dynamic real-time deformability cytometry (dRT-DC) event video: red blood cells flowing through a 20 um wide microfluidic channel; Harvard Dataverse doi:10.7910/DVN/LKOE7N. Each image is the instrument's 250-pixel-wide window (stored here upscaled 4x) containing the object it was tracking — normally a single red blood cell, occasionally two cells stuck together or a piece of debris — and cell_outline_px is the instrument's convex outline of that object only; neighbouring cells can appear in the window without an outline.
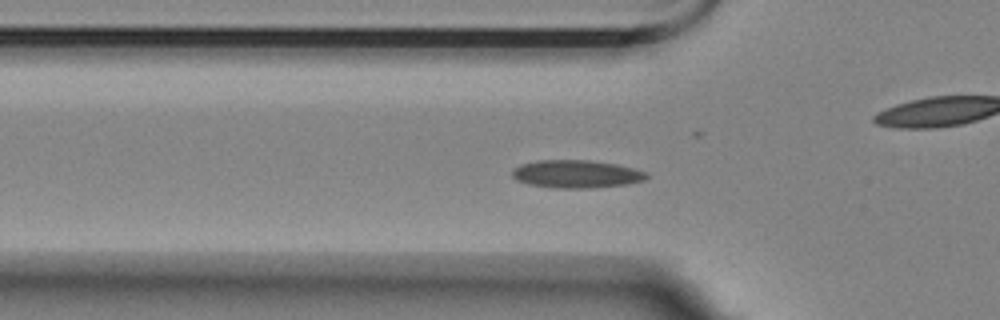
{"species": "Egyptian fruit bat (a non-hibernating species)", "species_latin": "Rousettus aegyptiacus", "temperature_condition": "room temperature", "stored_images_in_passage": 49, "camera_frame_rate_fps": 3000, "um_per_image_px": 0.085, "animal": {"sex": "female"}, "frame": {"image": 1, "passage_image": 9, "time_ms": 2.667, "image_size_px": [1000, 320], "cell_outline_px": [[648, 176], [644, 180], [628, 184], [588, 188], [552, 188], [528, 184], [516, 180], [512, 176], [512, 168], [520, 164], [536, 160], [588, 160], [616, 164], [648, 172]], "centroid_in_image_um": [48.95, 14.79], "position_along_channel_um": 76.9, "area_um2": 21.96}}
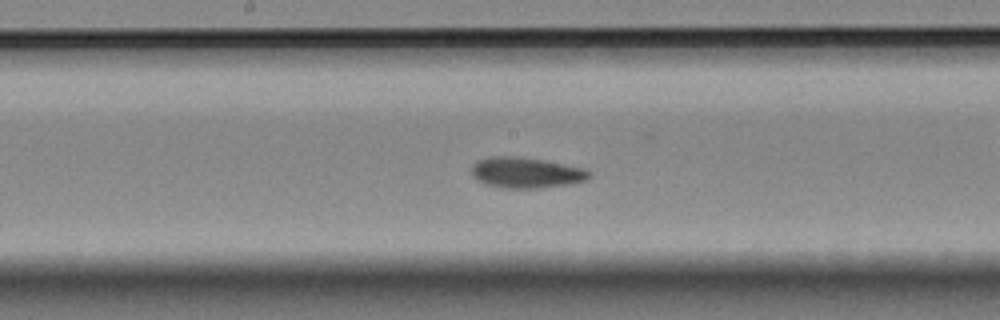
{"frame": {"image": 2, "passage_image": 20, "time_ms": 6.333, "image_size_px": [1000, 320], "cell_outline_px": [[592, 176], [588, 180], [572, 184], [536, 188], [500, 188], [484, 184], [476, 180], [472, 176], [472, 164], [480, 160], [492, 156], [512, 156], [540, 160], [588, 168], [592, 172]], "centroid_in_image_um": [44.76, 14.69], "position_along_channel_um": 203.4, "area_um2": 21.27}}
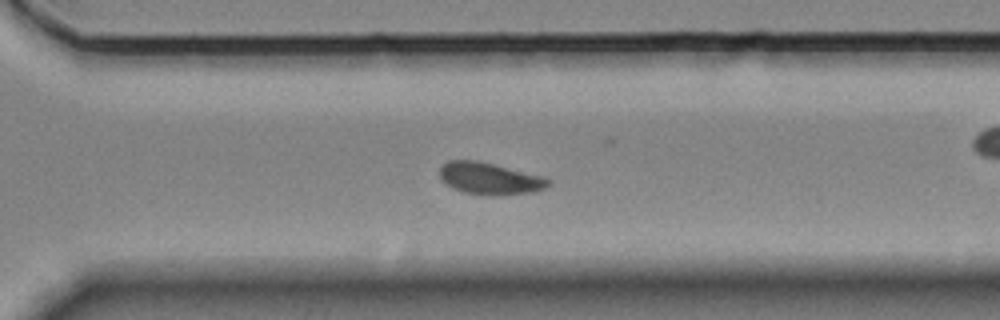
{"frame": {"image": 3, "passage_image": 31, "time_ms": 10.0, "image_size_px": [1000, 320], "cell_outline_px": [[552, 184], [548, 188], [532, 192], [496, 196], [488, 196], [460, 192], [444, 184], [440, 180], [440, 168], [448, 160], [476, 160], [544, 176], [552, 180]], "centroid_in_image_um": [41.64, 15.2], "position_along_channel_um": 329.0, "area_um2": 20.69}, "authors_computed_cell_mechanics": {"area_um2": 20.23, "velocity_mm_per_s": 3.4326, "shape_relaxation_time_tau1_ms": 4.3058, "shape_relaxation_time_tau2_ms": 0.8366, "deformation_change_tau1": 0.1347, "deformation_change_tau2": 0.0495}}